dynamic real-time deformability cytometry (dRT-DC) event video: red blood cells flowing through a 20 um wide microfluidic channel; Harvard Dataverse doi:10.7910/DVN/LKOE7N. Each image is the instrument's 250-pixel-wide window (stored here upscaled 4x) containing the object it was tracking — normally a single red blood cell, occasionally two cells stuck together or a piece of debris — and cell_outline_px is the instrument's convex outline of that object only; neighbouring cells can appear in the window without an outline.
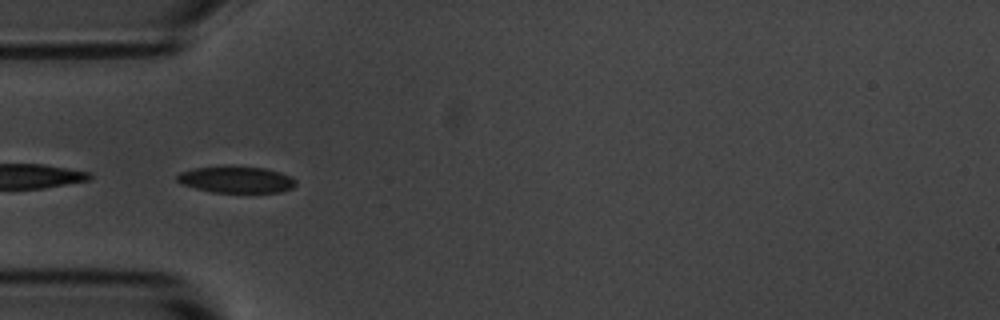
{"species": "common noctule bat (a hibernating species)", "species_latin": "Nyctalus noctula", "temperature_condition": "room temperature", "stored_images_in_passage": 52, "camera_frame_rate_fps": 3000, "um_per_image_px": 0.085, "animal": {"sex": "male", "body_mass_g": 20.1, "forearm_length_mm": 53.5}, "frame": {"image": 1, "passage_image": 16, "time_ms": 5.0, "image_size_px": [1000, 320], "cell_outline_px": [[296, 184], [292, 188], [280, 192], [212, 192], [180, 184], [176, 180], [176, 176], [180, 172], [192, 168], [224, 164], [264, 168], [280, 172], [292, 176], [296, 180]], "centroid_in_image_um": [20.05, 15.23], "position_along_channel_um": 65.0, "area_um2": 18.9}}
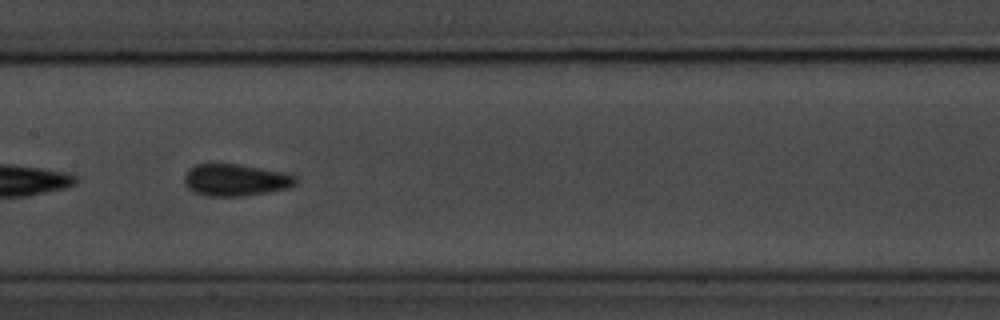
{"frame": {"image": 2, "passage_image": 26, "time_ms": 8.333, "image_size_px": [1000, 320], "cell_outline_px": [[296, 184], [288, 188], [268, 192], [244, 196], [208, 196], [192, 192], [188, 188], [184, 180], [184, 176], [188, 168], [196, 164], [240, 164], [284, 172], [296, 176]], "centroid_in_image_um": [20.01, 15.3], "position_along_channel_um": 187.4, "area_um2": 20.87}}